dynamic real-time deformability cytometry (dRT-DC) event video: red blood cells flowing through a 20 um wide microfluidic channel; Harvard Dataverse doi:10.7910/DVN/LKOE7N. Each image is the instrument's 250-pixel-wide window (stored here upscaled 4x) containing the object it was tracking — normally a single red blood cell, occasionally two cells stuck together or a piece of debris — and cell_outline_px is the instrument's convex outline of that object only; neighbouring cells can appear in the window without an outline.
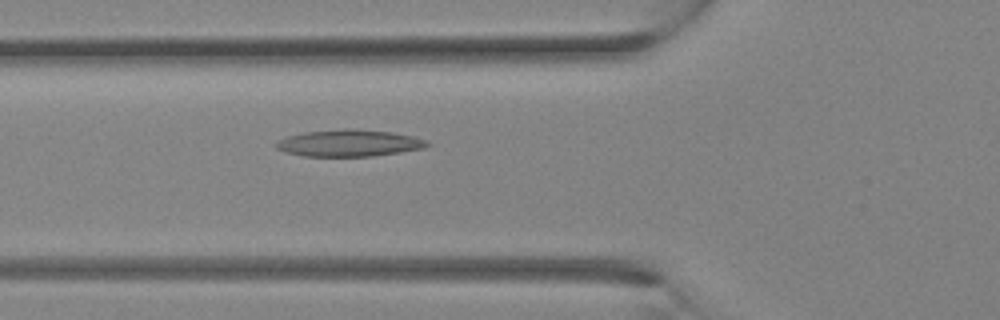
{"species": "Egyptian fruit bat (a non-hibernating species)", "species_latin": "Rousettus aegyptiacus", "temperature_condition": "room temperature", "stored_images_in_passage": 20, "camera_frame_rate_fps": 3000, "um_per_image_px": 0.085, "animal": {"sex": "female"}, "frame": {"image": 1, "passage_image": 12, "time_ms": 3.667, "image_size_px": [1000, 320], "cell_outline_px": [[432, 144], [424, 148], [400, 152], [372, 156], [304, 156], [284, 152], [276, 148], [272, 144], [276, 140], [288, 136], [304, 132], [344, 128], [352, 128], [392, 132], [412, 136], [428, 140]], "centroid_in_image_um": [29.65, 12.15], "position_along_channel_um": 96.2, "area_um2": 23.87}}
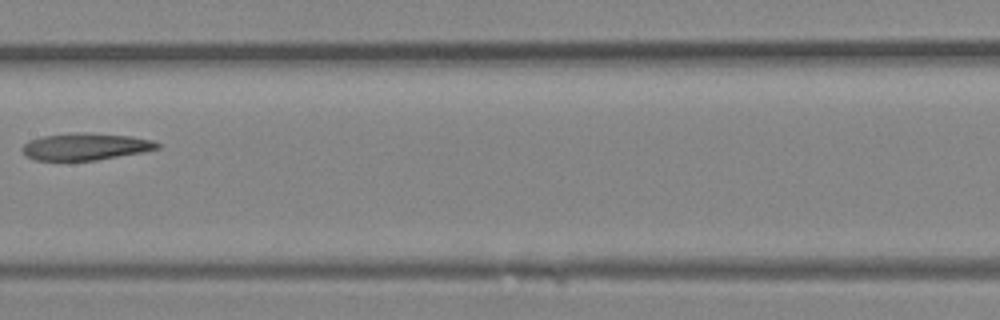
{"frame": {"image": 2, "passage_image": 17, "time_ms": 5.333, "image_size_px": [1000, 320], "cell_outline_px": [[160, 148], [140, 152], [96, 160], [36, 160], [24, 156], [20, 148], [28, 140], [44, 136], [84, 132], [132, 136], [152, 140], [160, 144]], "centroid_in_image_um": [7.23, 12.46], "position_along_channel_um": 200.2, "area_um2": 21.1}}
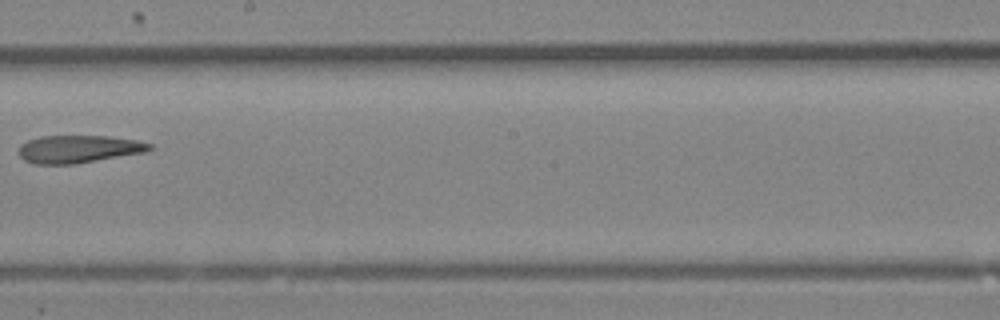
{"frame": {"image": 3, "passage_image": 19, "time_ms": 6.0, "image_size_px": [1000, 320], "cell_outline_px": [[156, 148], [148, 152], [76, 164], [32, 164], [24, 160], [20, 156], [20, 144], [28, 140], [40, 136], [108, 136], [136, 140], [152, 144]], "centroid_in_image_um": [6.73, 12.67], "position_along_channel_um": 241.5, "area_um2": 21.39}}